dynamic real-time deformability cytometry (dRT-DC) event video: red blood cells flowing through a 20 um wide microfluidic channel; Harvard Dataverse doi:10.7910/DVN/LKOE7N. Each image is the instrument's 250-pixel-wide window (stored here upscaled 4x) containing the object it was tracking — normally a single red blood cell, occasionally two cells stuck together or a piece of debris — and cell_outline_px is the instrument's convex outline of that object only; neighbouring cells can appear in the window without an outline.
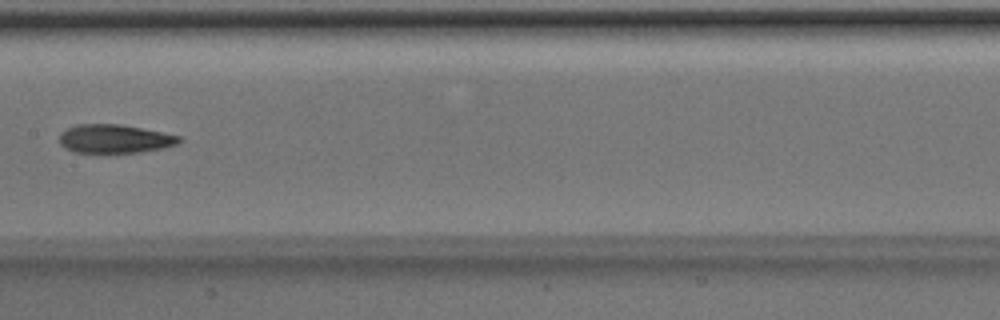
{"species": "Egyptian fruit bat (a non-hibernating species)", "species_latin": "Rousettus aegyptiacus", "temperature_condition": "room temperature", "stored_images_in_passage": 7, "camera_frame_rate_fps": 3000, "um_per_image_px": 0.085, "animal": {"sex": "male"}, "frame": {"image": 1, "passage_image": 6, "time_ms": 1.667, "image_size_px": [1000, 320], "cell_outline_px": [[184, 140], [176, 144], [164, 148], [140, 152], [104, 156], [72, 152], [64, 148], [60, 144], [60, 132], [76, 124], [120, 124], [180, 136]], "centroid_in_image_um": [9.69, 11.85], "position_along_channel_um": 197.7, "area_um2": 20.87}}
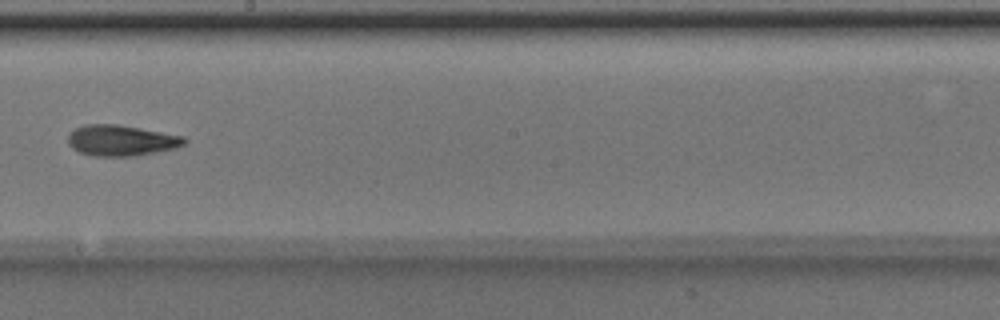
{"frame": {"image": 2, "passage_image": 7, "time_ms": 2.0, "image_size_px": [1000, 320], "cell_outline_px": [[188, 140], [184, 144], [176, 148], [136, 156], [92, 156], [80, 152], [72, 148], [68, 144], [68, 136], [76, 128], [84, 124], [116, 124], [140, 128], [184, 136]], "centroid_in_image_um": [10.31, 11.94], "position_along_channel_um": 237.9, "area_um2": 20.92}}